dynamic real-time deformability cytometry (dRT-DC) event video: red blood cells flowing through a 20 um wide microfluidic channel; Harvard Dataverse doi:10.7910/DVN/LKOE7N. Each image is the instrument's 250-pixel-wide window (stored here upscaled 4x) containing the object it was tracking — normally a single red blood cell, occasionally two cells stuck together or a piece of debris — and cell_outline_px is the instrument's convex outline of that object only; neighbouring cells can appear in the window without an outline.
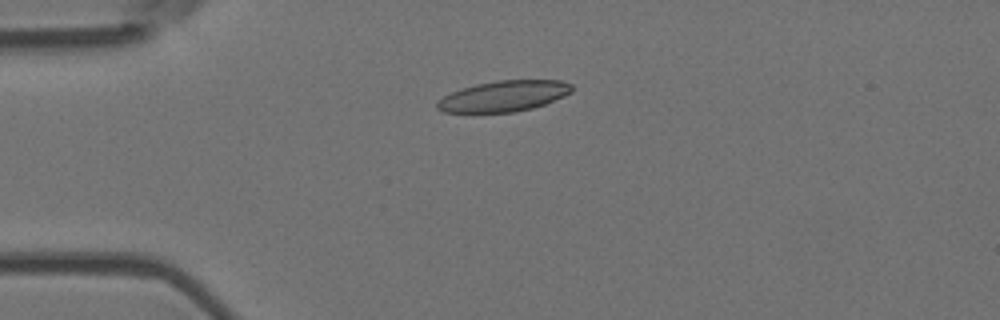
{"species": "Egyptian fruit bat (a non-hibernating species)", "species_latin": "Rousettus aegyptiacus", "temperature_condition": "room temperature", "stored_images_in_passage": 5, "camera_frame_rate_fps": 3000, "um_per_image_px": 0.085, "animal": {"sex": "female"}, "frame": {"image": 1, "passage_image": 4, "time_ms": 1.0, "image_size_px": [1000, 320], "cell_outline_px": [[572, 92], [564, 96], [544, 104], [532, 108], [512, 112], [444, 112], [436, 108], [436, 100], [452, 92], [476, 84], [496, 80], [560, 80], [572, 84]], "centroid_in_image_um": [42.82, 8.16], "position_along_channel_um": 42.2, "area_um2": 24.04}}